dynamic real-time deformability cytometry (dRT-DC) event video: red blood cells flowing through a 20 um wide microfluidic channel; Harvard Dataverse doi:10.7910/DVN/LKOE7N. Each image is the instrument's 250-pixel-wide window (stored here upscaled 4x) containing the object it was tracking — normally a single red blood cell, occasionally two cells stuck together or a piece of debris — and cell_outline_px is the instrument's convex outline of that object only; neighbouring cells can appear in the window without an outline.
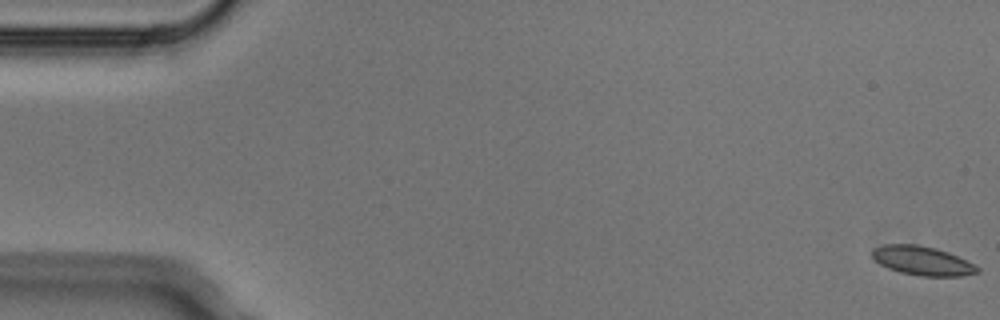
{"species": "Egyptian fruit bat (a non-hibernating species)", "species_latin": "Rousettus aegyptiacus", "temperature_condition": "cold", "stored_images_in_passage": 6, "camera_frame_rate_fps": 3000, "um_per_image_px": 0.085, "animal": {"sex": "male"}, "frame": {"image": 1, "passage_image": 1, "time_ms": 0.0, "image_size_px": [1000, 320], "cell_outline_px": [[980, 272], [960, 276], [920, 276], [900, 272], [888, 268], [880, 264], [872, 256], [872, 248], [884, 244], [916, 244], [936, 248], [948, 252], [980, 268]], "centroid_in_image_um": [78.37, 22.16], "position_along_channel_um": 6.6, "area_um2": 17.69}}
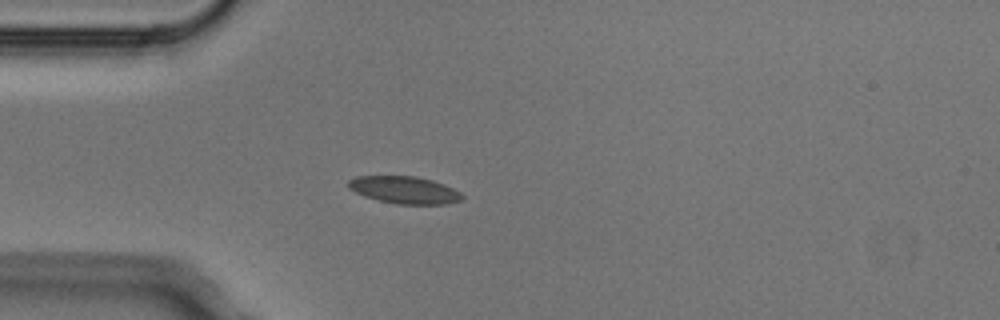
{"frame": {"image": 2, "passage_image": 4, "time_ms": 1.0, "image_size_px": [1000, 320], "cell_outline_px": [[464, 196], [460, 200], [444, 204], [396, 204], [364, 196], [348, 188], [348, 180], [356, 176], [416, 176], [432, 180], [444, 184], [460, 192]], "centroid_in_image_um": [34.36, 16.14], "position_along_channel_um": 50.6, "area_um2": 17.98}}
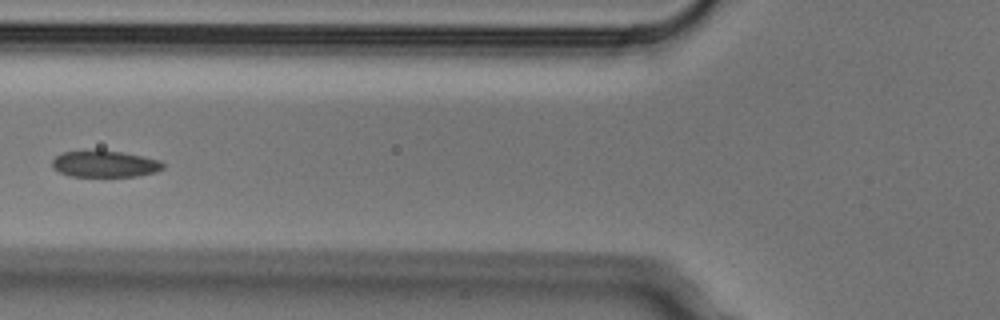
{"frame": {"image": 3, "passage_image": 6, "time_ms": 1.667, "image_size_px": [1000, 320], "cell_outline_px": [[164, 168], [156, 172], [136, 176], [72, 176], [60, 172], [52, 168], [52, 160], [56, 156], [64, 152], [96, 148], [120, 152], [160, 160], [164, 164]], "centroid_in_image_um": [8.88, 13.91], "position_along_channel_um": 116.9, "area_um2": 17.34}}